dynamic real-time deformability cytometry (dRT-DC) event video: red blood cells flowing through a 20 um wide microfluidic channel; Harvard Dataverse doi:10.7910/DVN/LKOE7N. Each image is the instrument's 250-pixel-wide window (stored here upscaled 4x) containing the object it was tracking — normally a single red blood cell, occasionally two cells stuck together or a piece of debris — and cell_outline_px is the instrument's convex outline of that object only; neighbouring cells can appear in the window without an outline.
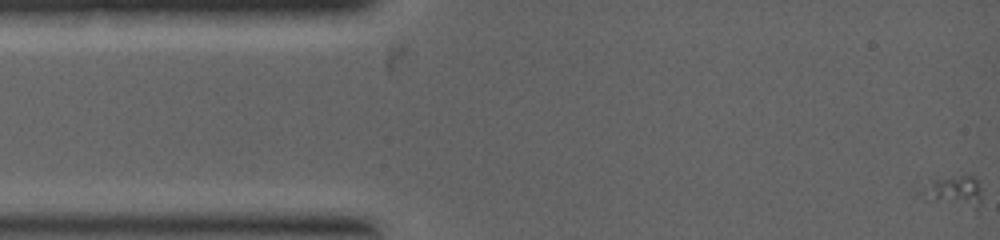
{"species": "common noctule bat (a hibernating species)", "species_latin": "Nyctalus noctula", "temperature_condition": "warm", "stored_images_in_passage": 9, "camera_frame_rate_fps": 5000, "um_per_image_px": 0.085, "animal": {"sex": "female", "body_mass_g": 19.0, "forearm_length_mm": 53.3}, "frame": {"image": 1, "passage_image": 1, "time_ms": 0.0, "image_size_px": [1000, 240], "cell_outline_px": [[980, 200], [976, 208], [928, 200], [916, 192], [920, 188], [932, 180], [960, 176], [976, 176], [980, 188]], "centroid_in_image_um": [81.02, 16.24], "position_along_channel_um": 4.0, "area_um2": 10.58}}
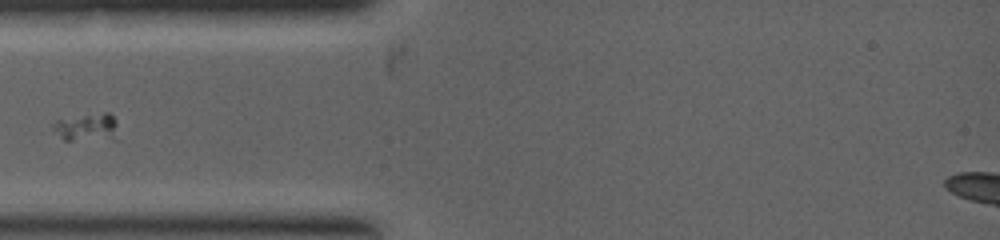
{"frame": {"image": 2, "passage_image": 6, "time_ms": 2.4, "image_size_px": [1000, 240], "cell_outline_px": [[120, 140], [64, 140], [52, 128], [52, 124], [56, 120], [104, 112], [108, 112], [116, 120]], "centroid_in_image_um": [7.48, 10.85], "position_along_channel_um": 77.5, "area_um2": 10.81}}